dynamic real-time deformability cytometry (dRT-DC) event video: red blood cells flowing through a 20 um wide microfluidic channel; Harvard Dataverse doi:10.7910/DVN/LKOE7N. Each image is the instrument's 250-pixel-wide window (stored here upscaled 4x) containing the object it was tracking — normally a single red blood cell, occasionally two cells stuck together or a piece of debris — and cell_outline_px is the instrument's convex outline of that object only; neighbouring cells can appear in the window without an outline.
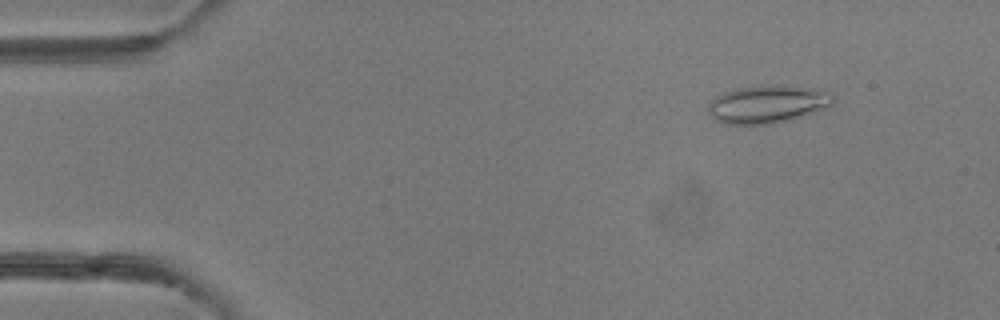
{"species": "common noctule bat (a hibernating species)", "species_latin": "Nyctalus noctula", "temperature_condition": "room temperature", "stored_images_in_passage": 47, "camera_frame_rate_fps": 3000, "um_per_image_px": 0.085, "animal": {"sex": "female"}, "frame": {"image": 1, "passage_image": 3, "time_ms": 0.667, "image_size_px": [1000, 320], "cell_outline_px": [[836, 100], [832, 104], [792, 120], [772, 124], [724, 124], [716, 120], [708, 112], [708, 104], [716, 96], [724, 92], [736, 88], [760, 84], [816, 88], [832, 92], [836, 96]], "centroid_in_image_um": [65.25, 8.84], "position_along_channel_um": 19.7, "area_um2": 27.86}}
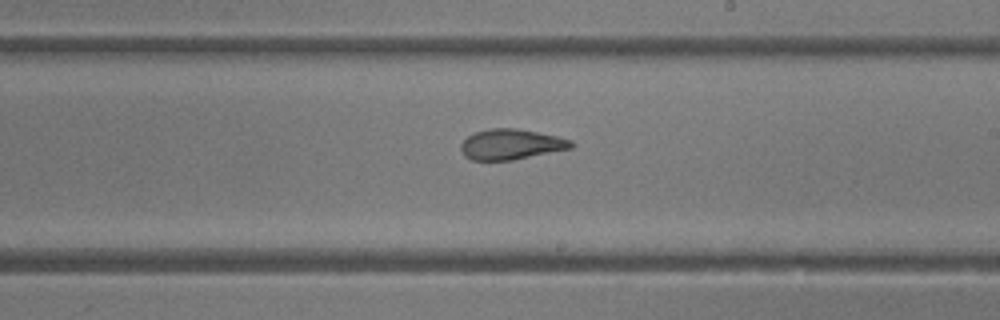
{"frame": {"image": 2, "passage_image": 26, "time_ms": 8.333, "image_size_px": [1000, 320], "cell_outline_px": [[572, 148], [512, 160], [472, 160], [464, 156], [460, 148], [460, 144], [468, 136], [476, 132], [488, 128], [516, 128], [556, 136], [572, 140]], "centroid_in_image_um": [43.4, 12.27], "position_along_channel_um": 245.6, "area_um2": 19.42}}
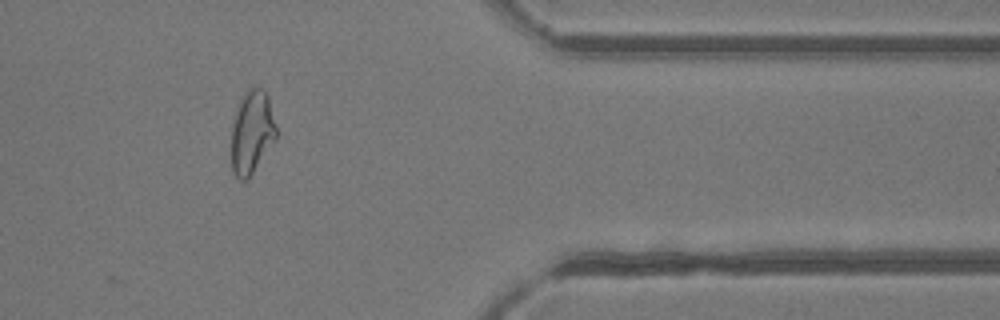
{"frame": {"image": 3, "passage_image": 38, "time_ms": 12.333, "image_size_px": [1000, 320], "cell_outline_px": [[276, 140], [248, 180], [240, 180], [232, 172], [232, 120], [240, 100], [248, 88], [260, 88], [268, 96], [276, 128]], "centroid_in_image_um": [21.4, 11.28], "position_along_channel_um": 390.0, "area_um2": 21.73}, "authors_computed_cell_mechanics": {"area_um2": 22.3686, "velocity_mm_per_s": 4.1568, "shape_relaxation_time_tau1_ms": 9.6775, "shape_relaxation_time_tau2_ms": 1.258, "deformation_change_tau1": 0.2765, "deformation_change_tau2": 0.0897}}